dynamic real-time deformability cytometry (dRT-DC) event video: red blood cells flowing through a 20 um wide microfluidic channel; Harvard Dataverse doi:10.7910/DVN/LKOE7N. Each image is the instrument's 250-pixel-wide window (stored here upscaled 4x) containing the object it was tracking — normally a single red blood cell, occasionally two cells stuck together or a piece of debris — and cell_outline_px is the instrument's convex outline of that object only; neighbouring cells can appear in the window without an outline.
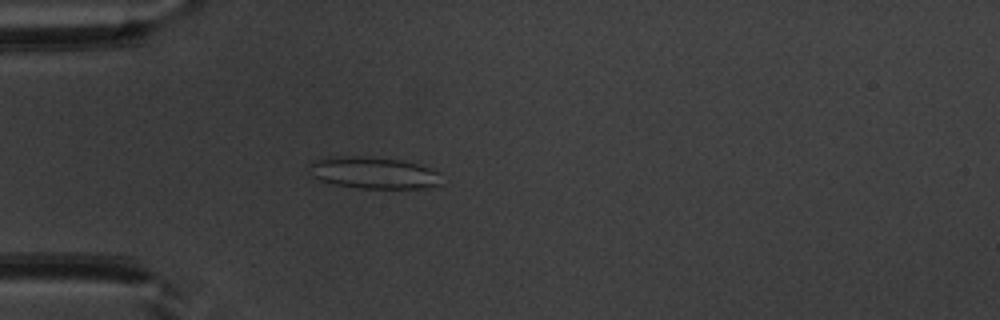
{"species": "common noctule bat (a hibernating species)", "species_latin": "Nyctalus noctula", "temperature_condition": "warm", "stored_images_in_passage": 44, "camera_frame_rate_fps": 3000, "um_per_image_px": 0.085, "animal": {"sex": "male", "body_mass_g": 20.1, "forearm_length_mm": 53.5}, "frame": {"image": 1, "passage_image": 8, "time_ms": 2.333, "image_size_px": [1000, 320], "cell_outline_px": [[440, 184], [428, 188], [360, 188], [332, 184], [320, 180], [312, 176], [308, 172], [308, 164], [312, 160], [328, 156], [368, 156], [404, 160], [432, 168], [440, 172]], "centroid_in_image_um": [31.71, 14.67], "position_along_channel_um": 53.3, "area_um2": 25.09}}
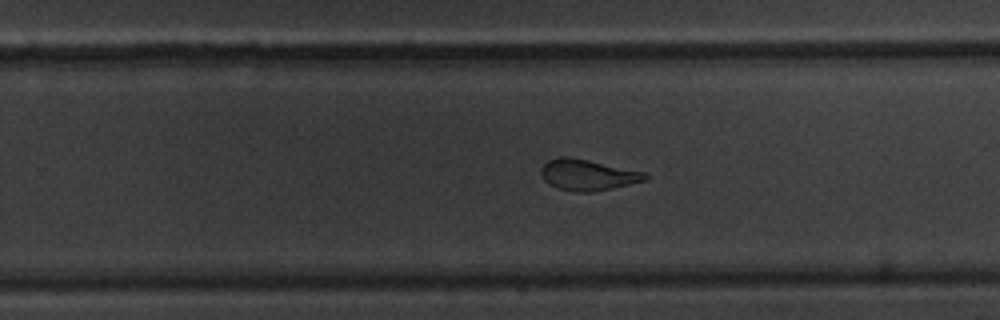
{"frame": {"image": 2, "passage_image": 26, "time_ms": 8.333, "image_size_px": [1000, 320], "cell_outline_px": [[648, 180], [612, 188], [592, 192], [576, 192], [556, 188], [548, 184], [544, 180], [540, 172], [544, 164], [548, 160], [560, 156], [568, 156], [588, 160], [644, 172], [648, 176]], "centroid_in_image_um": [49.93, 14.87], "position_along_channel_um": 279.9, "area_um2": 18.79}}
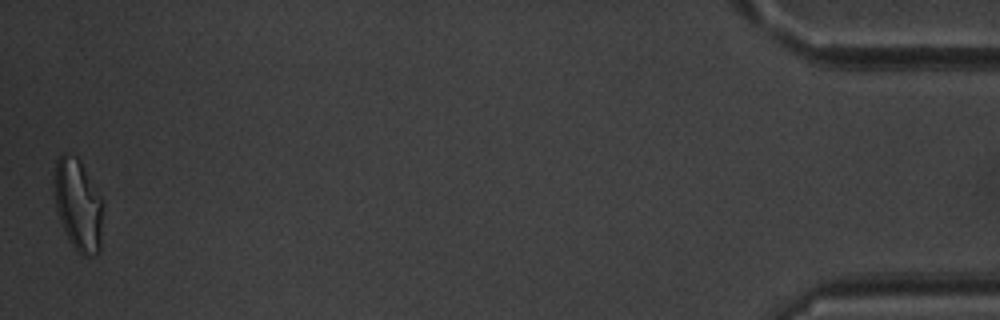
{"frame": {"image": 3, "passage_image": 44, "time_ms": 14.333, "image_size_px": [1000, 320], "cell_outline_px": [[100, 252], [96, 256], [80, 256], [76, 252], [68, 240], [60, 220], [56, 208], [56, 160], [64, 152], [76, 156], [80, 160], [100, 196]], "centroid_in_image_um": [6.63, 17.47], "position_along_channel_um": 428.6, "area_um2": 25.32}, "authors_computed_cell_mechanics": {"area_um2": 21.0103, "velocity_mm_per_s": 3.9457, "shape_relaxation_time_tau1_ms": 10.7967, "shape_relaxation_time_tau2_ms": 0.7957, "deformation_change_tau1": 0.2569, "deformation_change_tau2": 0.0831}}